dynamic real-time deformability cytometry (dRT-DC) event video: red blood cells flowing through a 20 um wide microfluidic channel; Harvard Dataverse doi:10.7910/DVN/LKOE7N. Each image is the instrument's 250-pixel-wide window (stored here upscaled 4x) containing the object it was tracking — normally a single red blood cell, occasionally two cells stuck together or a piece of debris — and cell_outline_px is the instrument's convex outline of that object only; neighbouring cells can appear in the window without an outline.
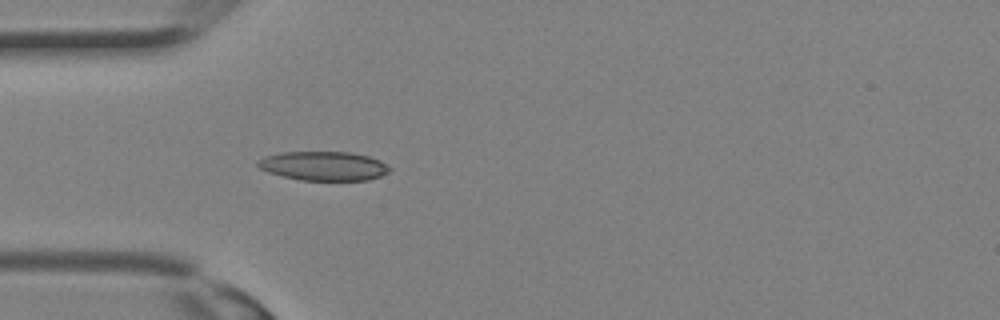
{"species": "Egyptian fruit bat (a non-hibernating species)", "species_latin": "Rousettus aegyptiacus", "temperature_condition": "room temperature", "stored_images_in_passage": 8, "camera_frame_rate_fps": 3000, "um_per_image_px": 0.085, "animal": {"sex": "female"}, "frame": {"image": 1, "passage_image": 4, "time_ms": 1.0, "image_size_px": [1000, 320], "cell_outline_px": [[392, 168], [388, 172], [380, 176], [368, 180], [300, 180], [268, 172], [260, 168], [256, 164], [256, 160], [264, 156], [280, 152], [352, 152], [368, 156], [380, 160]], "centroid_in_image_um": [27.5, 14.1], "position_along_channel_um": 57.5, "area_um2": 22.43}}
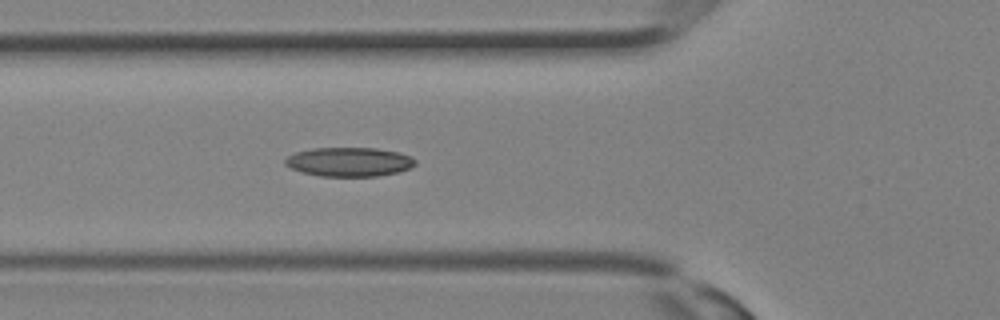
{"frame": {"image": 2, "passage_image": 6, "time_ms": 1.667, "image_size_px": [1000, 320], "cell_outline_px": [[416, 164], [400, 172], [376, 176], [320, 176], [300, 172], [284, 164], [284, 160], [288, 156], [296, 152], [312, 148], [376, 148], [400, 152], [412, 156], [416, 160]], "centroid_in_image_um": [29.69, 13.75], "position_along_channel_um": 96.1, "area_um2": 22.2}}
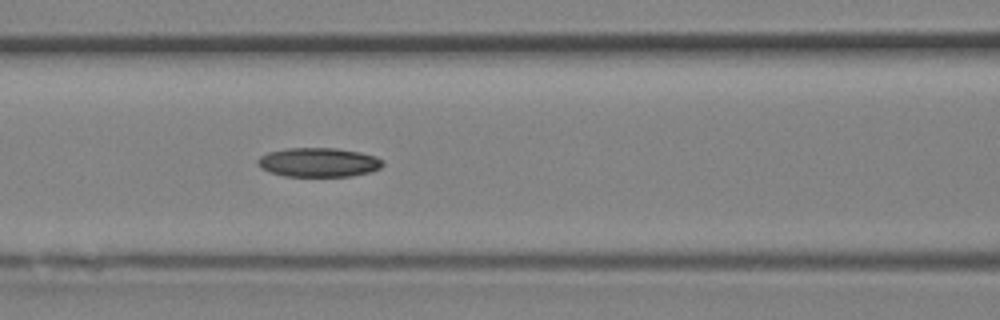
{"frame": {"image": 3, "passage_image": 8, "time_ms": 2.333, "image_size_px": [1000, 320], "cell_outline_px": [[384, 164], [380, 168], [372, 172], [352, 176], [284, 176], [260, 168], [256, 164], [256, 160], [260, 156], [268, 152], [284, 148], [336, 148], [360, 152], [376, 156], [384, 160]], "centroid_in_image_um": [27.09, 13.79], "position_along_channel_um": 139.5, "area_um2": 21.5}}